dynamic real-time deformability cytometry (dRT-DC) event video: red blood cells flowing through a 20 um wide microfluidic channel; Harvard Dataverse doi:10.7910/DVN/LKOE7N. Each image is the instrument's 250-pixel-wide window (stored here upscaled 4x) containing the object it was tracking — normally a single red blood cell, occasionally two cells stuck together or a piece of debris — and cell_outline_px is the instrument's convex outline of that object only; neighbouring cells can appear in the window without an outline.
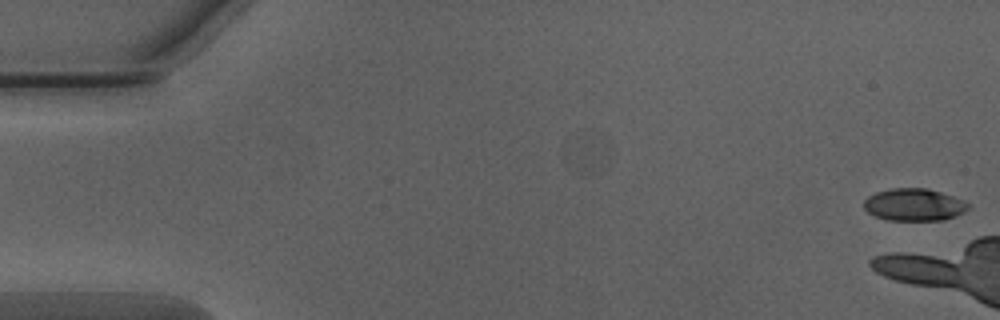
{"species": "Egyptian fruit bat (a non-hibernating species)", "species_latin": "Rousettus aegyptiacus", "temperature_condition": "warm", "stored_images_in_passage": 7, "camera_frame_rate_fps": 3000, "um_per_image_px": 0.085, "animal": {"sex": "male"}, "frame": {"image": 1, "passage_image": 1, "time_ms": 0.0, "image_size_px": [1000, 320], "cell_outline_px": [[968, 208], [964, 212], [956, 216], [944, 220], [888, 220], [876, 216], [868, 212], [864, 208], [864, 200], [868, 196], [876, 192], [892, 188], [924, 188], [940, 192], [964, 200], [968, 204]], "centroid_in_image_um": [77.69, 17.4], "position_along_channel_um": 7.3, "area_um2": 19.54}}